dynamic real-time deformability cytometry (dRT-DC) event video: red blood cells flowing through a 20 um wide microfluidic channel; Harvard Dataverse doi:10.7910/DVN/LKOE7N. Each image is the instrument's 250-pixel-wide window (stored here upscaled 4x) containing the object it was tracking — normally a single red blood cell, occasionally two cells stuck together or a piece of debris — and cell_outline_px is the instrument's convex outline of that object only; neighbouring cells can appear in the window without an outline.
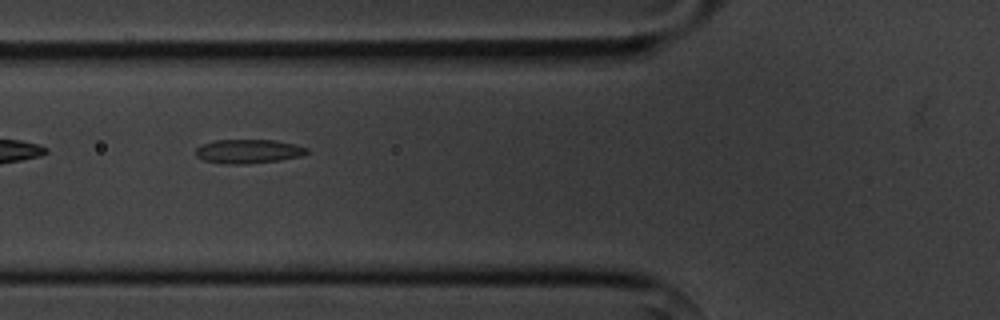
{"species": "common noctule bat (a hibernating species)", "species_latin": "Nyctalus noctula", "temperature_condition": "cold", "stored_images_in_passage": 3, "camera_frame_rate_fps": 3000, "um_per_image_px": 0.085, "animal": {"sex": "male", "body_mass_g": 20.1, "forearm_length_mm": 53.5}, "frame": {"image": 1, "passage_image": 2, "time_ms": 1.333, "image_size_px": [1000, 320], "cell_outline_px": [[308, 152], [304, 156], [280, 160], [248, 164], [228, 164], [204, 160], [196, 156], [196, 148], [200, 144], [216, 140], [276, 140], [296, 144], [308, 148]], "centroid_in_image_um": [21.14, 12.86], "position_along_channel_um": 104.7, "area_um2": 15.72}}
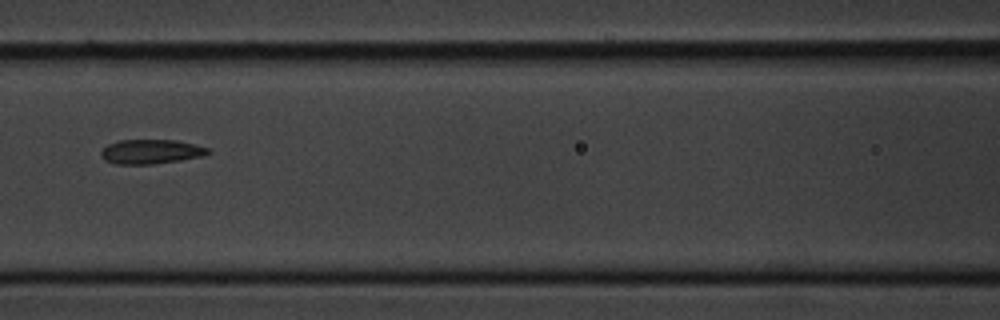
{"frame": {"image": 2, "passage_image": 3, "time_ms": 2.667, "image_size_px": [1000, 320], "cell_outline_px": [[212, 152], [204, 156], [180, 160], [152, 164], [116, 164], [104, 160], [100, 156], [100, 152], [108, 144], [120, 140], [176, 140], [208, 148]], "centroid_in_image_um": [12.82, 12.89], "position_along_channel_um": 153.8, "area_um2": 15.2}}